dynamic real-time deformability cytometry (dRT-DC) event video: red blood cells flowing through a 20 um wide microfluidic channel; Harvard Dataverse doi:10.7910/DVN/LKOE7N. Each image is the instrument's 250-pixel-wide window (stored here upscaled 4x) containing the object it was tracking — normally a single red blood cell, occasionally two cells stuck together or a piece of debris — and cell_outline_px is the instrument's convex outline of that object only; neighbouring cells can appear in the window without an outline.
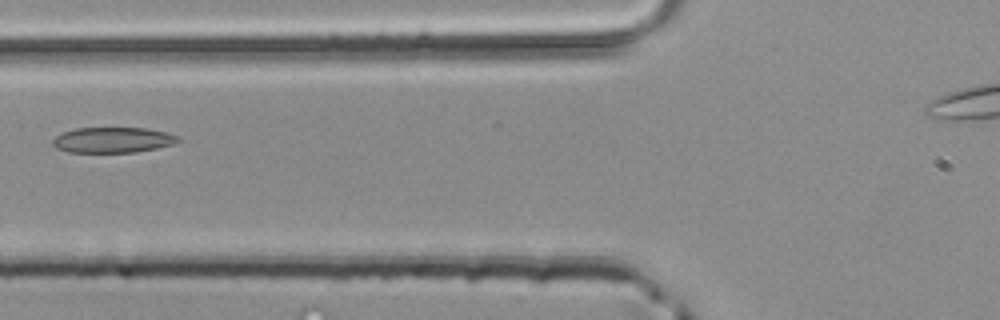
{"species": "common noctule bat (a hibernating species)", "species_latin": "Nyctalus noctula", "temperature_condition": "room temperature", "stored_images_in_passage": 6, "camera_frame_rate_fps": 3000, "um_per_image_px": 0.085, "animal": {"sex": "male", "body_mass_g": 20.4}, "frame": {"image": 1, "passage_image": 6, "time_ms": 1.667, "image_size_px": [1000, 320], "cell_outline_px": [[180, 140], [172, 144], [156, 148], [136, 152], [68, 152], [56, 148], [52, 144], [52, 140], [60, 132], [76, 128], [144, 128], [164, 132], [180, 136]], "centroid_in_image_um": [9.54, 11.89], "position_along_channel_um": 116.3, "area_um2": 18.61}}